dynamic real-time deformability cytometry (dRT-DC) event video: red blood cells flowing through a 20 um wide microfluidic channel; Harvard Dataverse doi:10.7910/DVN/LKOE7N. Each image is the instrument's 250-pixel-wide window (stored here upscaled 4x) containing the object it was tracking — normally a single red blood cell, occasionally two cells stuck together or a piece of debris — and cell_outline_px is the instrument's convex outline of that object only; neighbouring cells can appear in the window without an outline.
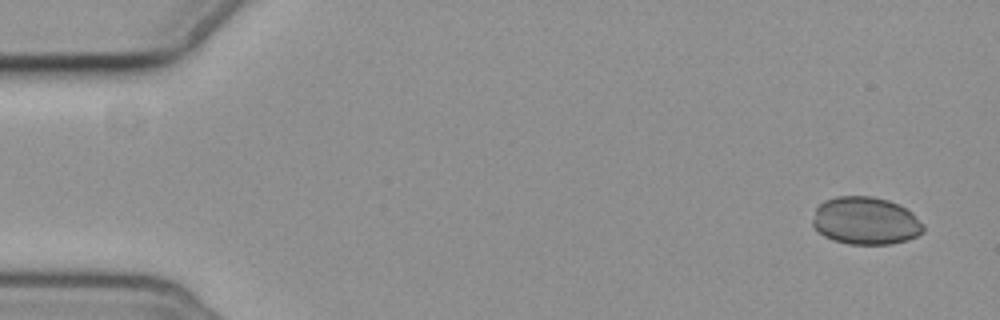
{"species": "common noctule bat (a hibernating species)", "species_latin": "Nyctalus noctula", "temperature_condition": "cold", "stored_images_in_passage": 6, "camera_frame_rate_fps": 3000, "um_per_image_px": 0.085, "animal": {"sex": "female", "body_mass_g": 19.3, "forearm_length_mm": 54.1}, "frame": {"image": 1, "passage_image": 1, "time_ms": 0.0, "image_size_px": [1000, 320], "cell_outline_px": [[924, 232], [908, 240], [892, 244], [848, 244], [832, 240], [824, 236], [812, 224], [812, 220], [816, 208], [824, 200], [836, 196], [872, 196], [888, 200], [900, 204], [912, 212], [924, 224]], "centroid_in_image_um": [73.6, 18.76], "position_along_channel_um": 11.4, "area_um2": 31.04}}